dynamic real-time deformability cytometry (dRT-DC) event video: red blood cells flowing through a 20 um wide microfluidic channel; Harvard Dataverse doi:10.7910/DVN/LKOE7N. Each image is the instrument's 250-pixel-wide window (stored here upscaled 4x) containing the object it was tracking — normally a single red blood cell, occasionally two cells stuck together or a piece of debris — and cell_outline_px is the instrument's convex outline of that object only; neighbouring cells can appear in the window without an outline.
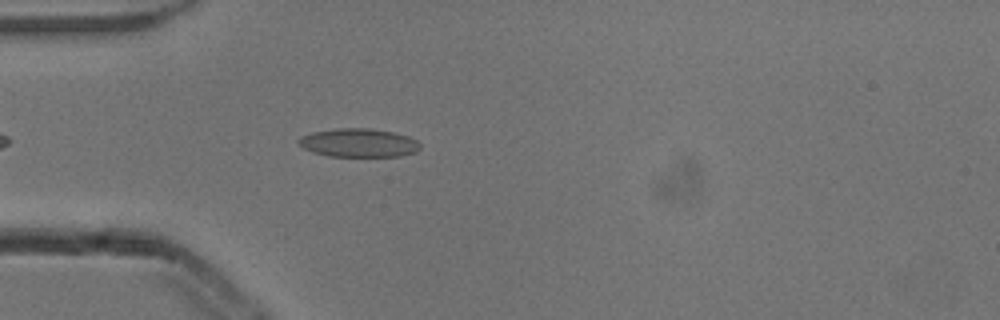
{"species": "common noctule bat (a hibernating species)", "species_latin": "Nyctalus noctula", "temperature_condition": "cold", "stored_images_in_passage": 42, "camera_frame_rate_fps": 3000, "um_per_image_px": 0.085, "animal": {"sex": "male", "body_mass_g": 13.3}, "frame": {"image": 1, "passage_image": 5, "time_ms": 1.333, "image_size_px": [1000, 320], "cell_outline_px": [[420, 148], [416, 152], [400, 156], [328, 156], [312, 152], [304, 148], [296, 140], [300, 136], [312, 132], [336, 128], [368, 128], [392, 132], [408, 136], [416, 140], [420, 144]], "centroid_in_image_um": [30.46, 12.14], "position_along_channel_um": 54.5, "area_um2": 20.23}}
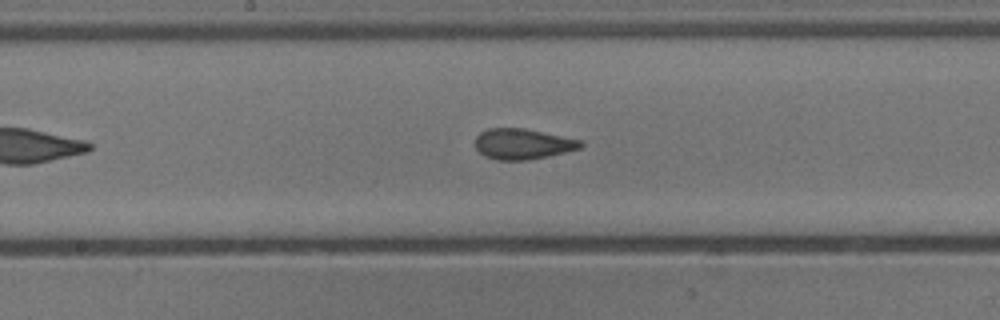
{"frame": {"image": 2, "passage_image": 17, "time_ms": 5.333, "image_size_px": [1000, 320], "cell_outline_px": [[584, 144], [580, 148], [548, 156], [528, 160], [496, 160], [484, 156], [476, 148], [476, 136], [480, 132], [488, 128], [524, 128], [580, 140]], "centroid_in_image_um": [44.39, 12.24], "position_along_channel_um": 203.8, "area_um2": 18.67}}
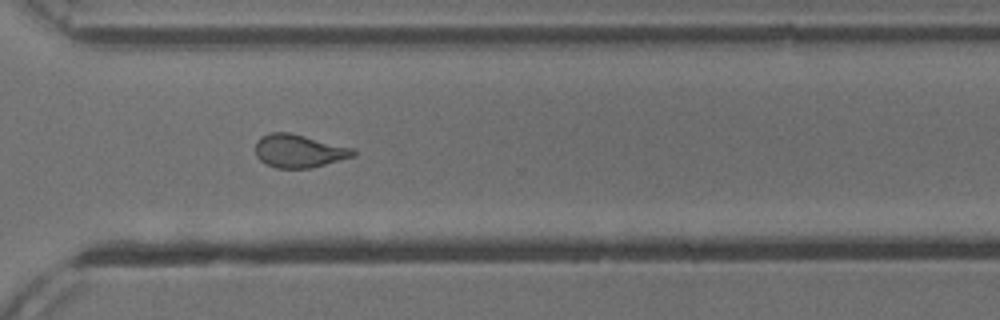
{"frame": {"image": 3, "passage_image": 28, "time_ms": 9.0, "image_size_px": [1000, 320], "cell_outline_px": [[356, 156], [312, 168], [276, 168], [264, 164], [256, 156], [256, 140], [260, 136], [268, 132], [288, 132], [356, 148]], "centroid_in_image_um": [25.42, 12.83], "position_along_channel_um": 345.2, "area_um2": 19.25}, "authors_computed_cell_mechanics": {"area_um2": 19.1029, "velocity_mm_per_s": 3.8786, "shape_relaxation_time_tau1_ms": 5.3477, "shape_relaxation_time_tau2_ms": 1.1277, "deformation_change_tau1": 0.1728, "deformation_change_tau2": 0.0948}}